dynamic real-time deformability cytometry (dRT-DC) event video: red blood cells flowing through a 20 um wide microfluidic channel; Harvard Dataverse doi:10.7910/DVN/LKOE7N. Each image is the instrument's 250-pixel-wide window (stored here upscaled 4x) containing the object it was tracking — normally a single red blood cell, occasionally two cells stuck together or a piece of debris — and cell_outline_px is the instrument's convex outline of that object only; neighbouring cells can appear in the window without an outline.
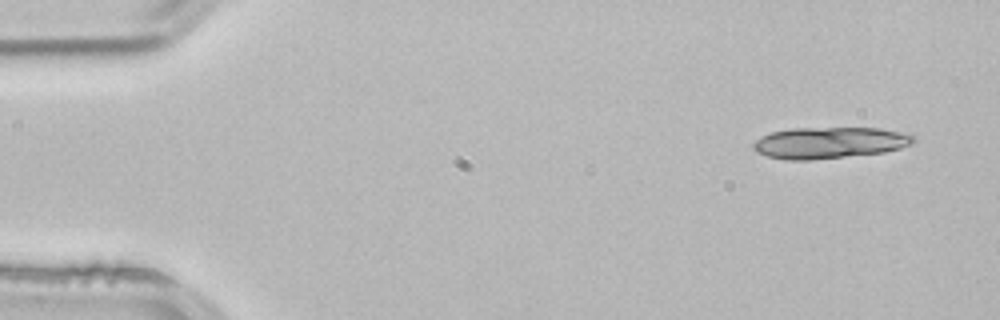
{"species": "common noctule bat (a hibernating species)", "species_latin": "Nyctalus noctula", "temperature_condition": "room temperature", "stored_images_in_passage": 4, "segment_of_instrument_passage": [1, 2], "camera_frame_rate_fps": 3000, "um_per_image_px": 0.085, "animal": {"sex": "male", "body_mass_g": 21.5, "forearm_length_mm": 52.0}, "frame": {"image": 1, "passage_image": 1, "time_ms": 0.0, "image_size_px": [1000, 320], "cell_outline_px": [[916, 140], [912, 144], [900, 148], [884, 152], [812, 160], [788, 160], [768, 156], [756, 152], [752, 148], [752, 144], [756, 140], [772, 132], [792, 128], [880, 128], [916, 136]], "centroid_in_image_um": [70.51, 12.13], "position_along_channel_um": 14.5, "area_um2": 29.19}}